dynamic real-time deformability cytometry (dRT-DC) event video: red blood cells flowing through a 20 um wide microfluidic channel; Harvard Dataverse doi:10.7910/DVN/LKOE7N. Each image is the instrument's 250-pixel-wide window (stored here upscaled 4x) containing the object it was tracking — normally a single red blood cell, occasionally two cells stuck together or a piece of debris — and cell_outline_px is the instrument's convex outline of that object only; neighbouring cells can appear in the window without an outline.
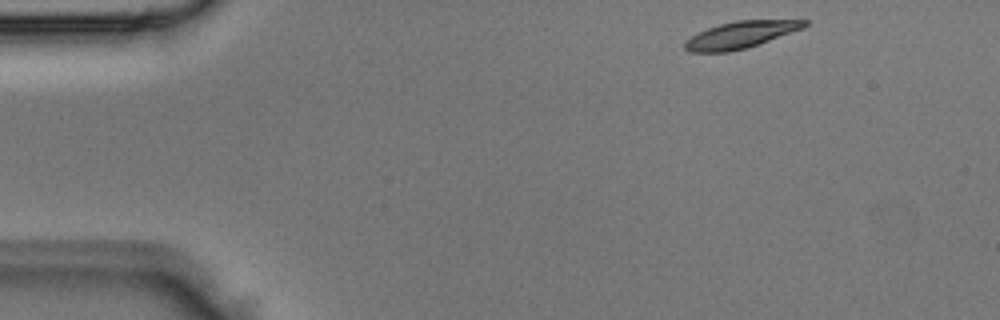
{"species": "Egyptian fruit bat (a non-hibernating species)", "species_latin": "Rousettus aegyptiacus", "temperature_condition": "room temperature", "stored_images_in_passage": 3, "camera_frame_rate_fps": 3000, "um_per_image_px": 0.085, "animal": {"sex": "male"}, "frame": {"image": 1, "passage_image": 1, "time_ms": 0.0, "image_size_px": [1000, 320], "cell_outline_px": [[808, 24], [804, 28], [748, 48], [728, 52], [688, 52], [684, 48], [684, 44], [692, 36], [708, 28], [720, 24], [736, 20], [808, 20]], "centroid_in_image_um": [62.98, 2.96], "position_along_channel_um": 22.0, "area_um2": 18.61}}